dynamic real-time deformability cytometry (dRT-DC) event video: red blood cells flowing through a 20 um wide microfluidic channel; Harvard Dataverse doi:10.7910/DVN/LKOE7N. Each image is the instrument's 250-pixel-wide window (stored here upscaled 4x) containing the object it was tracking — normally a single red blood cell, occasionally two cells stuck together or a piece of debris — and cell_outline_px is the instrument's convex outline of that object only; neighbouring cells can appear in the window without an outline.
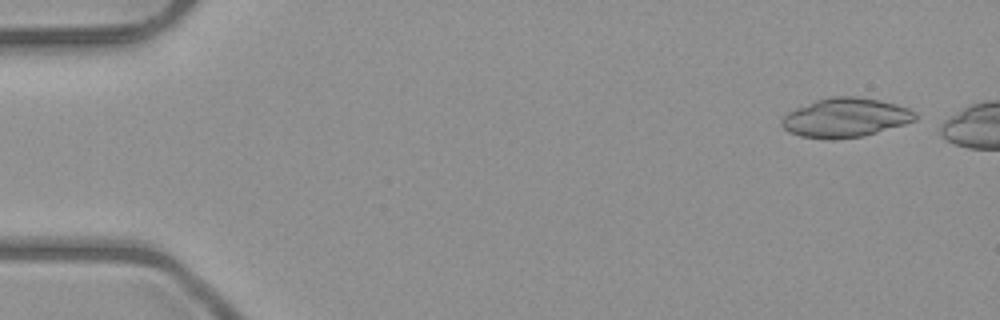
{"species": "common noctule bat (a hibernating species)", "species_latin": "Nyctalus noctula", "temperature_condition": "room temperature", "stored_images_in_passage": 2, "camera_frame_rate_fps": 3000, "um_per_image_px": 0.085, "animal": {"sex": "male", "body_mass_g": 23.1, "forearm_length_mm": 52.7}, "frame": {"image": 1, "passage_image": 1, "time_ms": 0.0, "image_size_px": [1000, 320], "cell_outline_px": [[916, 120], [904, 124], [864, 136], [832, 140], [824, 140], [800, 136], [788, 132], [780, 124], [780, 120], [788, 112], [796, 108], [816, 100], [832, 96], [856, 96], [880, 100], [896, 104], [908, 108], [916, 112]], "centroid_in_image_um": [71.84, 10.01], "position_along_channel_um": 13.2, "area_um2": 30.69}}